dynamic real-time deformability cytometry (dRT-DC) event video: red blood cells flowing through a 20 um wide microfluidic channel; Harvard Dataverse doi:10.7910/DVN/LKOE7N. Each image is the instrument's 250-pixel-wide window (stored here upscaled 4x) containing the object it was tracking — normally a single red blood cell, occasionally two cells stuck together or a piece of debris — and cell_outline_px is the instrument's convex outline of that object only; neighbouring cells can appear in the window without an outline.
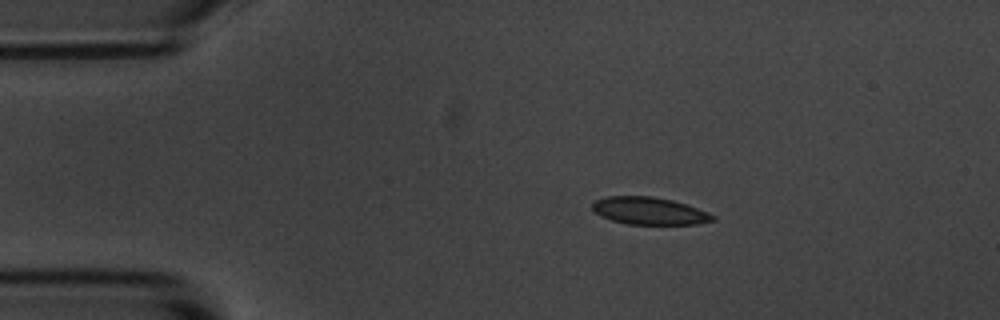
{"species": "common noctule bat (a hibernating species)", "species_latin": "Nyctalus noctula", "temperature_condition": "room temperature", "stored_images_in_passage": 4, "camera_frame_rate_fps": 3000, "um_per_image_px": 0.085, "animal": {"sex": "male", "body_mass_g": 20.1, "forearm_length_mm": 53.5}, "frame": {"image": 1, "passage_image": 2, "time_ms": 1.0, "image_size_px": [1000, 320], "cell_outline_px": [[716, 220], [696, 224], [628, 224], [612, 220], [600, 216], [592, 208], [592, 204], [596, 200], [608, 196], [652, 196], [672, 200], [708, 212], [716, 216]], "centroid_in_image_um": [55.2, 17.93], "position_along_channel_um": 29.8, "area_um2": 19.07}}
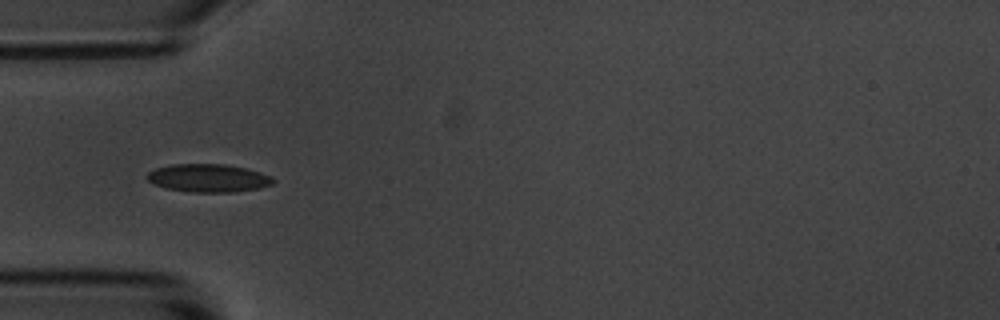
{"frame": {"image": 2, "passage_image": 4, "time_ms": 3.333, "image_size_px": [1000, 320], "cell_outline_px": [[276, 180], [272, 184], [260, 188], [236, 192], [188, 192], [164, 188], [152, 184], [148, 180], [148, 172], [156, 168], [172, 164], [224, 164], [244, 168], [260, 172], [272, 176]], "centroid_in_image_um": [17.71, 15.14], "position_along_channel_um": 67.3, "area_um2": 20.75}}